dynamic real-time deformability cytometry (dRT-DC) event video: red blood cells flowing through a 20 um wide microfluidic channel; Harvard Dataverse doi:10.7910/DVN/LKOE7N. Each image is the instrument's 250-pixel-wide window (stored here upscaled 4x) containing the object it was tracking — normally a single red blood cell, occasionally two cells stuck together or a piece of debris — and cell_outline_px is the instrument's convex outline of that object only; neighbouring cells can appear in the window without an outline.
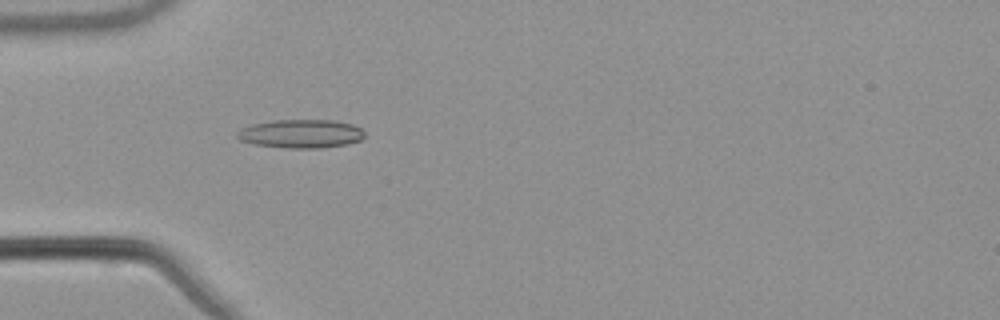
{"species": "common noctule bat (a hibernating species)", "species_latin": "Nyctalus noctula", "temperature_condition": "warm", "stored_images_in_passage": 54, "camera_frame_rate_fps": 3000, "um_per_image_px": 0.085, "animal": {"sex": "male", "body_mass_g": 21.5, "forearm_length_mm": 52.0}, "frame": {"image": 1, "passage_image": 17, "time_ms": 5.333, "image_size_px": [1000, 320], "cell_outline_px": [[364, 136], [360, 140], [348, 144], [320, 148], [288, 148], [252, 144], [240, 140], [236, 136], [236, 132], [240, 128], [252, 124], [272, 120], [332, 120], [352, 124], [360, 128], [364, 132]], "centroid_in_image_um": [25.54, 11.36], "position_along_channel_um": 59.5, "area_um2": 21.33}}
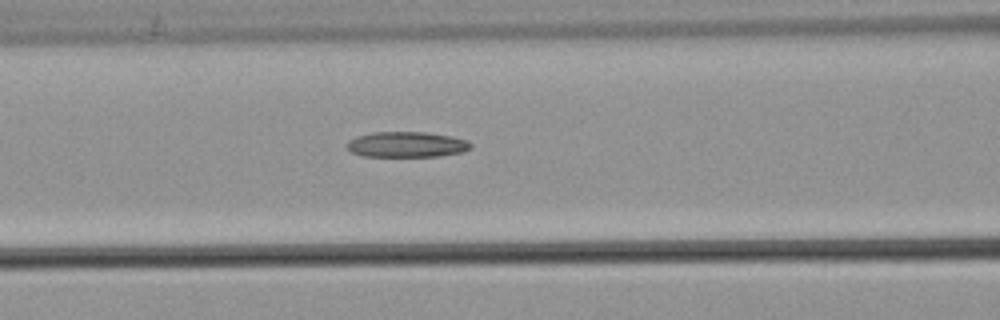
{"frame": {"image": 2, "passage_image": 23, "time_ms": 7.333, "image_size_px": [1000, 320], "cell_outline_px": [[472, 148], [464, 152], [440, 156], [364, 156], [352, 152], [348, 148], [348, 140], [356, 136], [372, 132], [428, 132], [452, 136], [468, 140], [472, 144]], "centroid_in_image_um": [34.62, 12.27], "position_along_channel_um": 132.0, "area_um2": 18.55}}
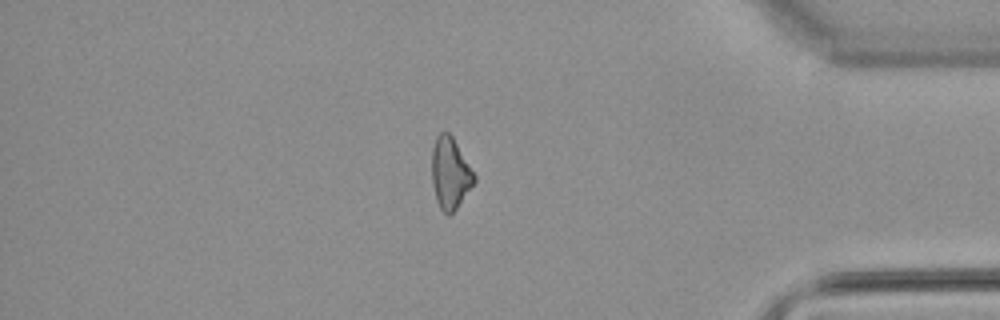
{"frame": {"image": 3, "passage_image": 46, "time_ms": 15.0, "image_size_px": [1000, 320], "cell_outline_px": [[476, 180], [456, 208], [448, 216], [440, 208], [436, 200], [432, 184], [432, 148], [436, 136], [440, 132], [448, 132], [452, 136], [476, 176]], "centroid_in_image_um": [38.24, 14.71], "position_along_channel_um": 397.0, "area_um2": 17.46}}